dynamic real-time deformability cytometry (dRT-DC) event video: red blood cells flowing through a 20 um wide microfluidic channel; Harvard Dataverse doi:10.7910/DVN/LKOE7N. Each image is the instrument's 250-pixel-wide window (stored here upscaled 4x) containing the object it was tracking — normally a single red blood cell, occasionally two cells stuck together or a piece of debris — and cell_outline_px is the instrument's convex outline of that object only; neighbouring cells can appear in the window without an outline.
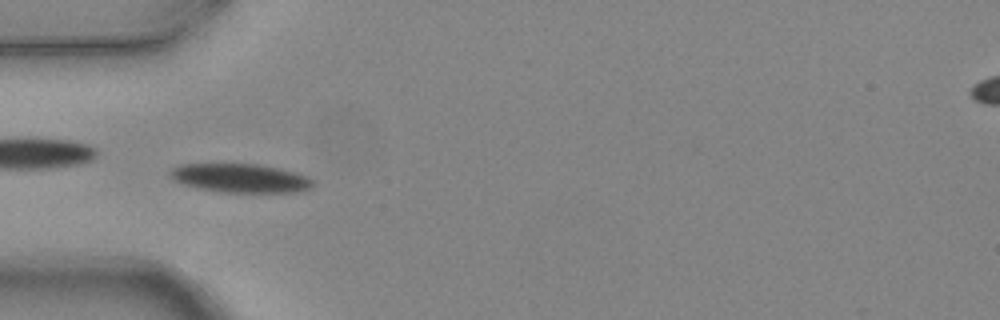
{"species": "common noctule bat (a hibernating species)", "species_latin": "Nyctalus noctula", "temperature_condition": "warm", "stored_images_in_passage": 7, "camera_frame_rate_fps": 3000, "um_per_image_px": 0.085, "animal": {"sex": "female", "body_mass_g": 24.6, "forearm_length_mm": 56.2}, "frame": {"image": 1, "passage_image": 5, "time_ms": 1.333, "image_size_px": [1000, 320], "cell_outline_px": [[312, 184], [308, 188], [296, 192], [220, 192], [196, 188], [172, 180], [168, 176], [168, 172], [172, 168], [180, 164], [256, 164], [296, 172], [308, 176], [312, 180]], "centroid_in_image_um": [20.35, 15.14], "position_along_channel_um": 64.6, "area_um2": 23.93}}
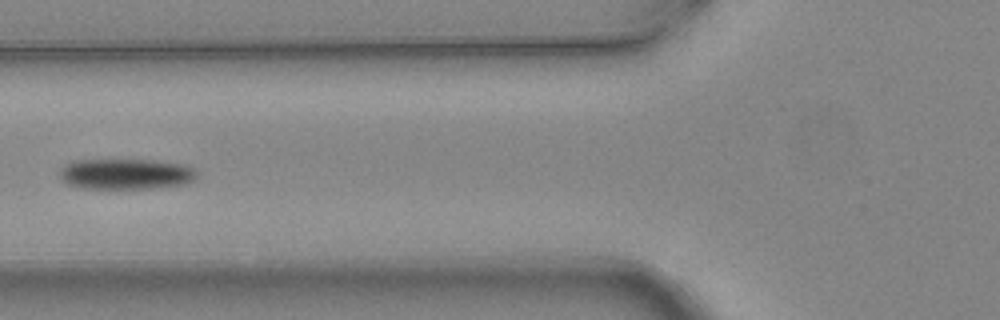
{"frame": {"image": 2, "passage_image": 6, "time_ms": 1.667, "image_size_px": [1000, 320], "cell_outline_px": [[196, 176], [192, 180], [184, 184], [152, 188], [84, 188], [68, 184], [60, 176], [60, 168], [64, 164], [76, 160], [156, 160], [184, 164], [196, 168]], "centroid_in_image_um": [10.71, 14.77], "position_along_channel_um": 115.1, "area_um2": 24.45}}
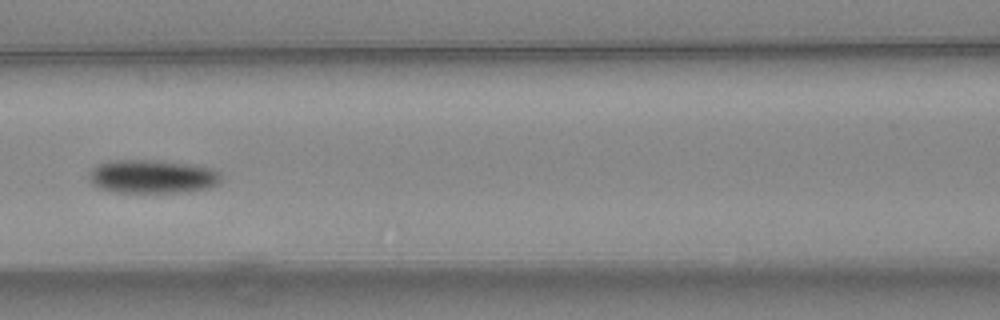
{"frame": {"image": 3, "passage_image": 7, "time_ms": 2.0, "image_size_px": [1000, 320], "cell_outline_px": [[220, 180], [216, 184], [208, 188], [188, 192], [116, 192], [100, 188], [92, 184], [88, 180], [88, 176], [92, 168], [96, 164], [112, 160], [160, 160], [192, 164], [212, 168], [220, 172]], "centroid_in_image_um": [12.93, 14.99], "position_along_channel_um": 153.7, "area_um2": 26.07}}